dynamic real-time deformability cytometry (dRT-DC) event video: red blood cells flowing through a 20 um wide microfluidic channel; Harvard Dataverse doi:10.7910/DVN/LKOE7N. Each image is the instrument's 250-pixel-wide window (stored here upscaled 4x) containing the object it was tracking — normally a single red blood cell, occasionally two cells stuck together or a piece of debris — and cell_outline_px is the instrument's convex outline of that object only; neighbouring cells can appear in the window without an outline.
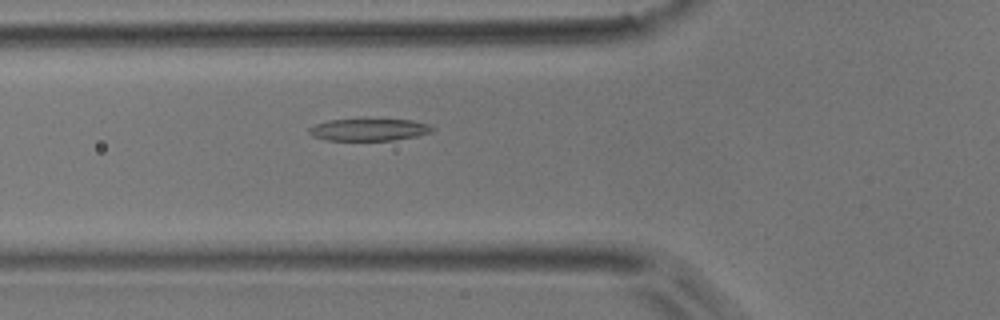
{"species": "common noctule bat (a hibernating species)", "species_latin": "Nyctalus noctula", "temperature_condition": "room temperature", "stored_images_in_passage": 37, "camera_frame_rate_fps": 3000, "um_per_image_px": 0.085, "animal": {"sex": "male", "body_mass_g": 17.9}, "frame": {"image": 1, "passage_image": 4, "time_ms": 1.0, "image_size_px": [1000, 320], "cell_outline_px": [[436, 128], [432, 132], [416, 136], [396, 140], [328, 140], [312, 136], [308, 132], [308, 128], [316, 124], [328, 120], [412, 120], [428, 124]], "centroid_in_image_um": [31.38, 11.03], "position_along_channel_um": 94.4, "area_um2": 15.72}}
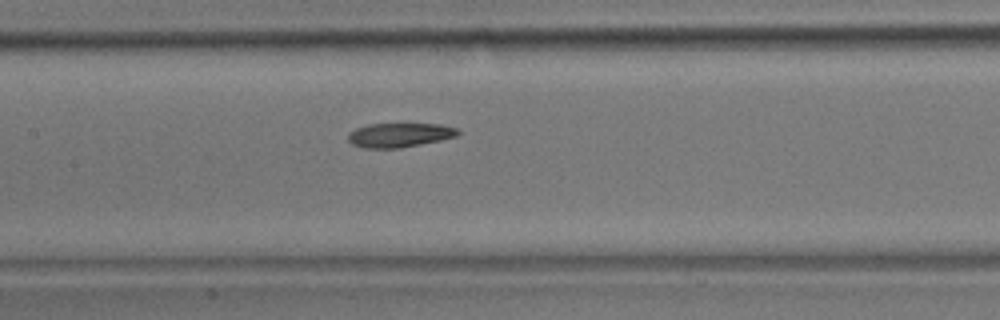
{"frame": {"image": 2, "passage_image": 10, "time_ms": 3.0, "image_size_px": [1000, 320], "cell_outline_px": [[460, 132], [456, 136], [440, 140], [400, 148], [364, 148], [352, 144], [348, 140], [348, 132], [356, 128], [368, 124], [440, 124], [456, 128]], "centroid_in_image_um": [33.92, 11.48], "position_along_channel_um": 173.5, "area_um2": 15.43}}
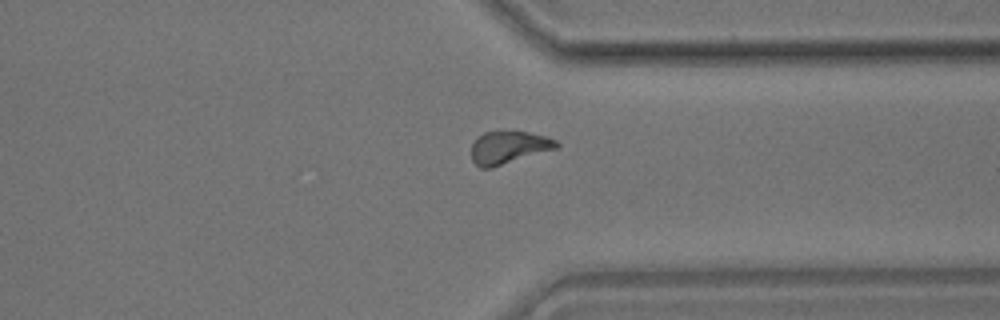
{"frame": {"image": 3, "passage_image": 25, "time_ms": 8.0, "image_size_px": [1000, 320], "cell_outline_px": [[560, 144], [556, 148], [492, 168], [480, 168], [472, 160], [472, 144], [484, 132], [500, 128], [504, 128], [528, 132], [548, 136], [556, 140]], "centroid_in_image_um": [43.23, 12.48], "position_along_channel_um": 368.2, "area_um2": 16.65}, "authors_computed_cell_mechanics": {"area_um2": 16.0684, "velocity_mm_per_s": 3.9134, "shape_relaxation_time_tau1_ms": 5.4243, "shape_relaxation_time_tau2_ms": 3.8943, "deformation_change_tau1": 0.1698, "deformation_change_tau2": 0.111}}